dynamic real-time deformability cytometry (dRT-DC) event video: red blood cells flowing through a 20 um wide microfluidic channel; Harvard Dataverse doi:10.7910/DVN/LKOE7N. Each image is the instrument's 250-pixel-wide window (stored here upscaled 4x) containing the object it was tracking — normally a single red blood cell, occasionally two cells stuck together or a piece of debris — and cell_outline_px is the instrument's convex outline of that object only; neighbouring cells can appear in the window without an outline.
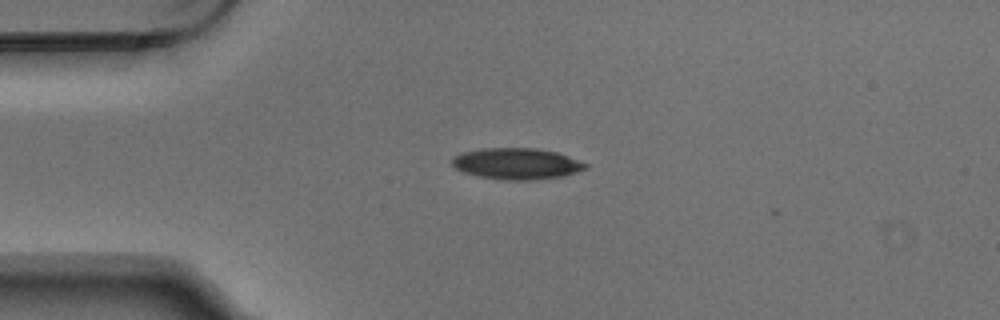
{"species": "Egyptian fruit bat (a non-hibernating species)", "species_latin": "Rousettus aegyptiacus", "temperature_condition": "warm", "stored_images_in_passage": 4, "camera_frame_rate_fps": 3000, "um_per_image_px": 0.085, "animal": {"sex": "male"}, "frame": {"image": 1, "passage_image": 3, "time_ms": 0.667, "image_size_px": [1000, 320], "cell_outline_px": [[588, 168], [564, 176], [528, 180], [512, 180], [476, 176], [464, 172], [456, 168], [452, 164], [452, 156], [460, 152], [480, 148], [536, 148], [556, 152], [568, 156], [588, 164]], "centroid_in_image_um": [43.89, 13.9], "position_along_channel_um": 41.1, "area_um2": 24.33}}